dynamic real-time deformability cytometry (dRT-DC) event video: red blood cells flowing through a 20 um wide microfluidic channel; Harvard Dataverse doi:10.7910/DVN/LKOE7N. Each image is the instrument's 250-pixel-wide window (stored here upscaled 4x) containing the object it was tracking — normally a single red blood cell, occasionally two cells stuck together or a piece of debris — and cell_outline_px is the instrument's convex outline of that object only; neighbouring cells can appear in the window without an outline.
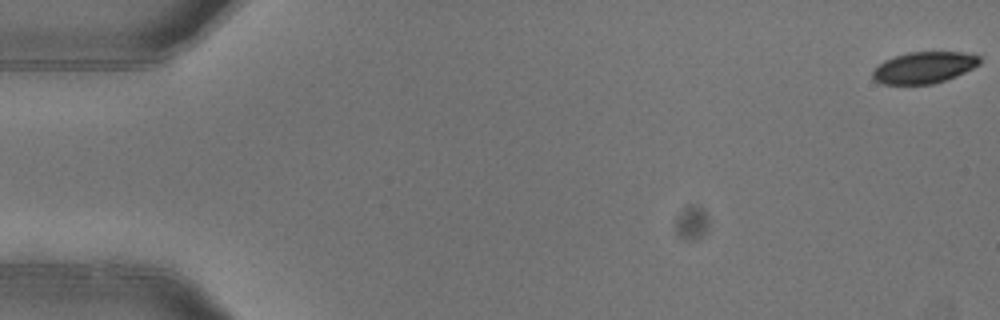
{"species": "common noctule bat (a hibernating species)", "species_latin": "Nyctalus noctula", "temperature_condition": "warm", "stored_images_in_passage": 3, "camera_frame_rate_fps": 3000, "um_per_image_px": 0.085, "animal": {"sex": "female"}, "frame": {"image": 1, "passage_image": 1, "time_ms": 0.0, "image_size_px": [1000, 320], "cell_outline_px": [[980, 64], [956, 76], [932, 84], [880, 84], [872, 80], [872, 72], [884, 60], [908, 52], [960, 52], [980, 56]], "centroid_in_image_um": [78.51, 5.75], "position_along_channel_um": 6.5, "area_um2": 19.54}}